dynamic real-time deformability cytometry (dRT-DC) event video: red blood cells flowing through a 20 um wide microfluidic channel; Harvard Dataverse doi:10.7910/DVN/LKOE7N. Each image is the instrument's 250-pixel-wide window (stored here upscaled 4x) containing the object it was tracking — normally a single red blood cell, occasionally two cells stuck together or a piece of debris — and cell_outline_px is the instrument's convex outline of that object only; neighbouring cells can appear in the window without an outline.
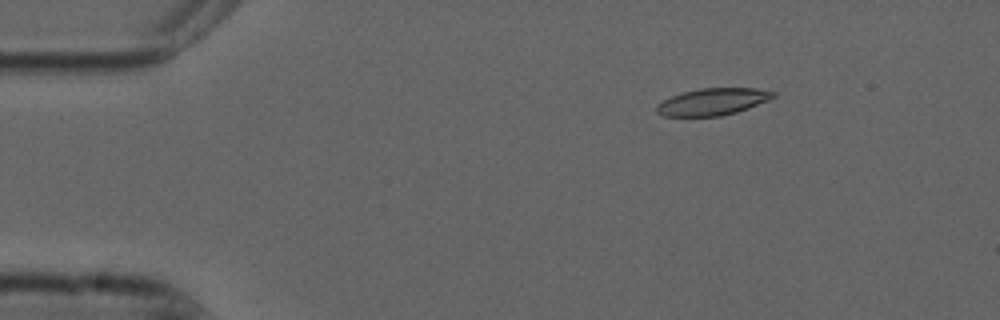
{"species": "common noctule bat (a hibernating species)", "species_latin": "Nyctalus noctula", "temperature_condition": "cold", "stored_images_in_passage": 4, "camera_frame_rate_fps": 3000, "um_per_image_px": 0.085, "animal": {"sex": "male", "forearm_length_mm": 52.5}, "frame": {"image": 1, "passage_image": 1, "time_ms": 0.0, "image_size_px": [1000, 320], "cell_outline_px": [[776, 96], [768, 100], [748, 108], [736, 112], [720, 116], [664, 116], [656, 112], [656, 104], [672, 96], [684, 92], [700, 88], [756, 88], [776, 92]], "centroid_in_image_um": [60.58, 8.64], "position_along_channel_um": 24.4, "area_um2": 18.21}}
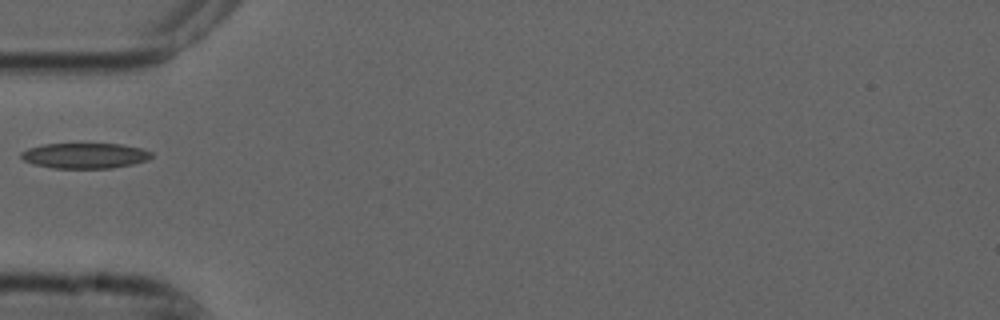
{"frame": {"image": 2, "passage_image": 4, "time_ms": 1.0, "image_size_px": [1000, 320], "cell_outline_px": [[152, 156], [148, 160], [132, 164], [112, 168], [52, 168], [32, 164], [24, 160], [20, 156], [20, 152], [28, 148], [44, 144], [120, 144], [140, 148], [152, 152]], "centroid_in_image_um": [7.19, 13.23], "position_along_channel_um": 77.8, "area_um2": 19.31}}